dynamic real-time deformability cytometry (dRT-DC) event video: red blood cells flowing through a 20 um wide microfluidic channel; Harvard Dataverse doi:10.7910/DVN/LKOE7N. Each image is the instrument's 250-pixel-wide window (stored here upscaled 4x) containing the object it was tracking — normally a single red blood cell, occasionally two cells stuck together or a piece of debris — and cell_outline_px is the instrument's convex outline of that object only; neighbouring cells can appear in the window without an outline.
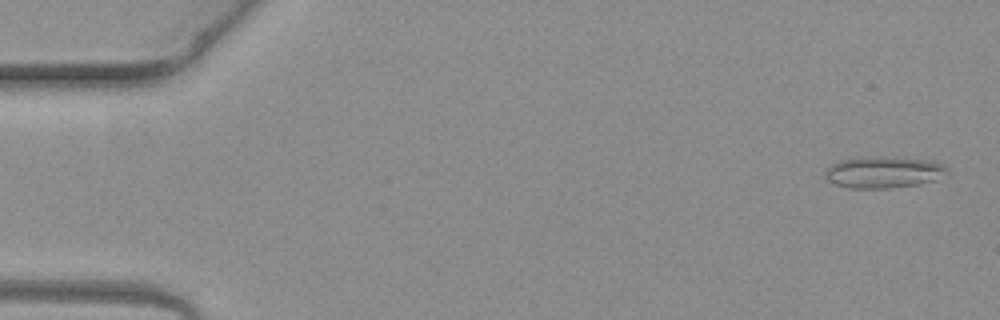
{"species": "common noctule bat (a hibernating species)", "species_latin": "Nyctalus noctula", "temperature_condition": "warm", "stored_images_in_passage": 5, "camera_frame_rate_fps": 3000, "um_per_image_px": 0.085, "animal": {"sex": "female", "body_mass_g": 19.3, "forearm_length_mm": 54.1}, "frame": {"image": 1, "passage_image": 1, "time_ms": 0.0, "image_size_px": [1000, 320], "cell_outline_px": [[948, 172], [936, 180], [920, 184], [888, 188], [848, 188], [836, 184], [828, 180], [824, 176], [824, 172], [832, 164], [840, 160], [860, 156], [896, 156], [932, 160], [944, 164], [948, 168]], "centroid_in_image_um": [75.13, 14.61], "position_along_channel_um": 9.9, "area_um2": 23.0}}
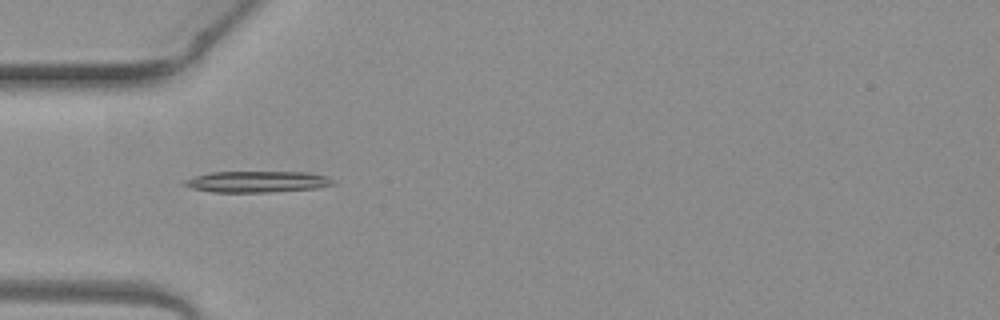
{"frame": {"image": 2, "passage_image": 5, "time_ms": 1.333, "image_size_px": [1000, 320], "cell_outline_px": [[336, 184], [316, 188], [268, 192], [212, 192], [192, 188], [180, 184], [184, 180], [196, 176], [212, 172], [308, 172], [328, 176], [336, 180]], "centroid_in_image_um": [21.9, 15.44], "position_along_channel_um": 63.1, "area_um2": 18.5}}